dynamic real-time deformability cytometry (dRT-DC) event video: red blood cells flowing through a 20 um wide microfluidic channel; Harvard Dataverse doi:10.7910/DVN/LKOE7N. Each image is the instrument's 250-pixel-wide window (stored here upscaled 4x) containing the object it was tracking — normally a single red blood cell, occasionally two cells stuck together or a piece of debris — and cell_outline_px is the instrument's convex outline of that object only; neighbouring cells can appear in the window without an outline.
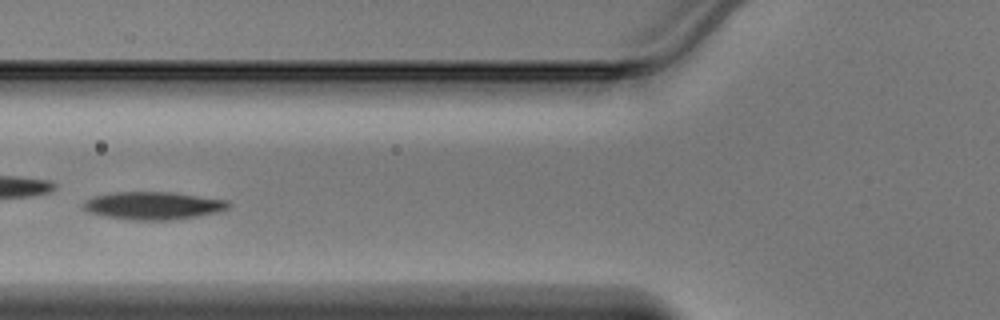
{"species": "Egyptian fruit bat (a non-hibernating species)", "species_latin": "Rousettus aegyptiacus", "temperature_condition": "warm", "stored_images_in_passage": 41, "camera_frame_rate_fps": 3000, "um_per_image_px": 0.085, "animal": {"sex": "male"}, "frame": {"image": 1, "passage_image": 12, "time_ms": 3.667, "image_size_px": [1000, 320], "cell_outline_px": [[228, 208], [220, 212], [172, 220], [132, 220], [104, 216], [88, 212], [84, 208], [84, 200], [96, 196], [112, 192], [172, 192], [228, 200]], "centroid_in_image_um": [13.02, 17.48], "position_along_channel_um": 112.8, "area_um2": 23.41}}
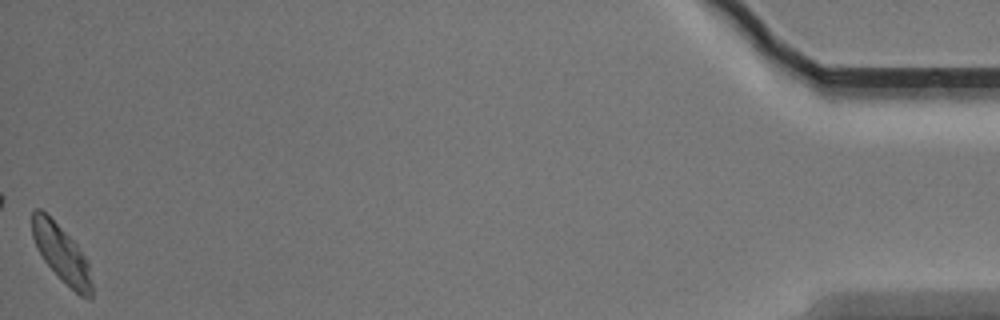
{"frame": {"image": 2, "passage_image": 41, "time_ms": 13.333, "image_size_px": [1000, 320], "cell_outline_px": [[92, 300], [88, 300], [80, 296], [44, 260], [32, 236], [32, 212], [36, 208], [40, 208], [76, 244], [88, 260], [92, 284]], "centroid_in_image_um": [5.26, 21.58], "position_along_channel_um": 429.9, "area_um2": 19.13}}